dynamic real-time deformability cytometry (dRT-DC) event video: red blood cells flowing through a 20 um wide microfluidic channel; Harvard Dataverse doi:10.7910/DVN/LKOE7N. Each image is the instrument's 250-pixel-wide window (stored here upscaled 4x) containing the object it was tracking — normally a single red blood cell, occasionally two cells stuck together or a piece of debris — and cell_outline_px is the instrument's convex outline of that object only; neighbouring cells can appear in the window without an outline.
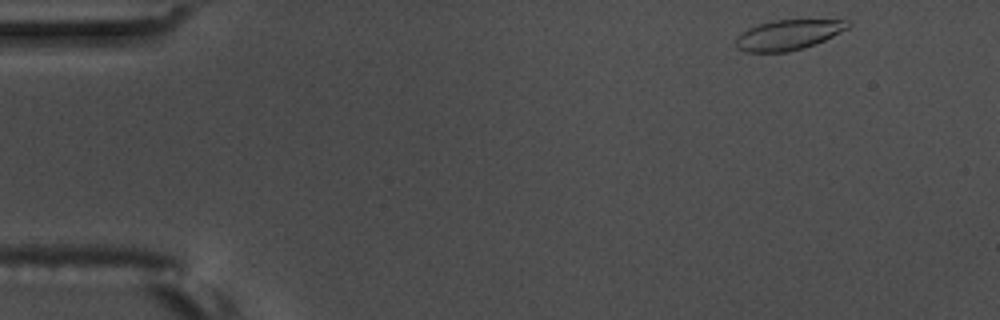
{"species": "common noctule bat (a hibernating species)", "species_latin": "Nyctalus noctula", "temperature_condition": "warm", "stored_images_in_passage": 53, "camera_frame_rate_fps": 3000, "um_per_image_px": 0.085, "animal": {"sex": "male", "body_mass_g": 17.5, "forearm_length_mm": 52.3}, "frame": {"image": 1, "passage_image": 1, "time_ms": 0.0, "image_size_px": [1000, 320], "cell_outline_px": [[852, 24], [848, 28], [816, 44], [804, 48], [788, 52], [744, 52], [736, 48], [736, 36], [740, 32], [748, 28], [772, 20], [848, 20]], "centroid_in_image_um": [66.97, 2.97], "position_along_channel_um": 18.0, "area_um2": 19.77}}
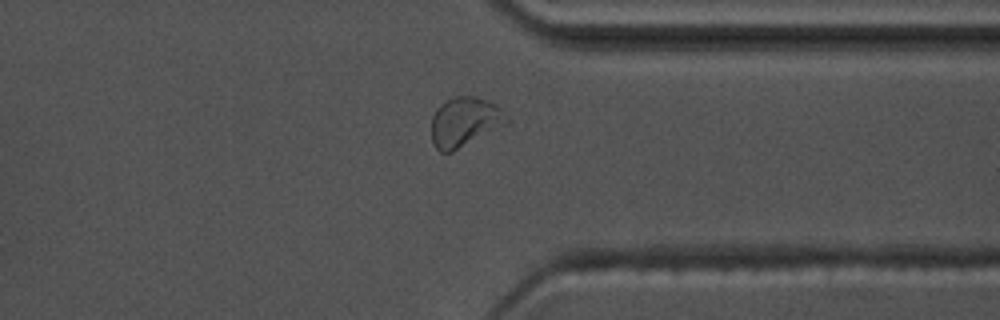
{"frame": {"image": 2, "passage_image": 40, "time_ms": 13.0, "image_size_px": [1000, 320], "cell_outline_px": [[512, 120], [508, 124], [452, 152], [440, 152], [436, 148], [432, 140], [432, 116], [436, 108], [440, 104], [456, 96], [472, 96], [488, 100], [496, 104]], "centroid_in_image_um": [39.53, 10.36], "position_along_channel_um": 371.9, "area_um2": 21.91}}
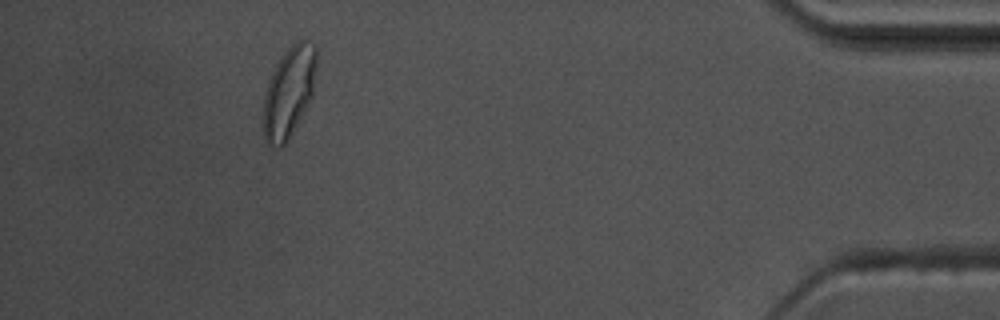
{"frame": {"image": 3, "passage_image": 48, "time_ms": 15.667, "image_size_px": [1000, 320], "cell_outline_px": [[316, 68], [312, 96], [288, 140], [280, 148], [268, 144], [264, 140], [264, 92], [268, 80], [276, 64], [284, 52], [296, 40], [304, 40], [316, 44]], "centroid_in_image_um": [24.56, 7.79], "position_along_channel_um": 410.6, "area_um2": 27.98}, "authors_computed_cell_mechanics": {"area_um2": 20.4034, "velocity_mm_per_s": 3.5326, "shape_relaxation_time_tau1_ms": 4.5774, "shape_relaxation_time_tau2_ms": 1.0957, "deformation_change_tau1": 0.1459, "deformation_change_tau2": 0.0585}}